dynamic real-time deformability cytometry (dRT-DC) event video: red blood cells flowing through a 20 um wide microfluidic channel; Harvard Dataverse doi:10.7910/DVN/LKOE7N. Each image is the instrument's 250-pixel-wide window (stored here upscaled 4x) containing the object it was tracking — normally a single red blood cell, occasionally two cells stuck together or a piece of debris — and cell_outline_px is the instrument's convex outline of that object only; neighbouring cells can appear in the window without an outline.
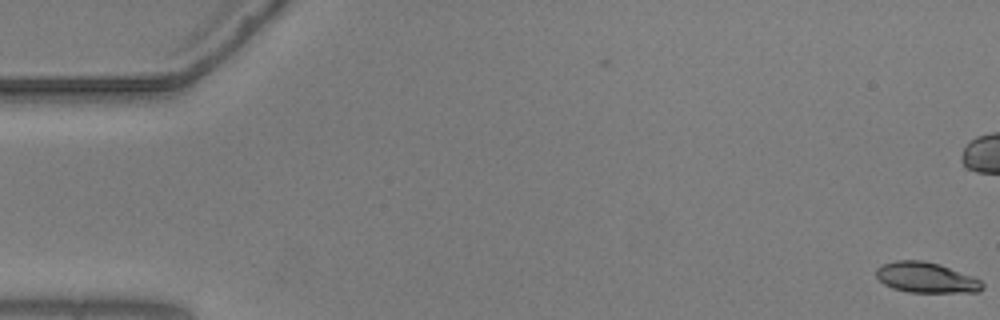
{"species": "common noctule bat (a hibernating species)", "species_latin": "Nyctalus noctula", "temperature_condition": "warm", "stored_images_in_passage": 57, "camera_frame_rate_fps": 3000, "um_per_image_px": 0.085, "animal": {"sex": "male", "body_mass_g": 20.5, "forearm_length_mm": 52.5}, "frame": {"image": 1, "passage_image": 1, "time_ms": 0.0, "image_size_px": [1000, 320], "cell_outline_px": [[984, 288], [980, 292], [908, 292], [892, 288], [884, 284], [876, 276], [876, 268], [884, 264], [896, 260], [924, 260], [940, 264], [972, 276], [980, 280], [984, 284]], "centroid_in_image_um": [78.73, 23.59], "position_along_channel_um": 6.3, "area_um2": 18.9}}
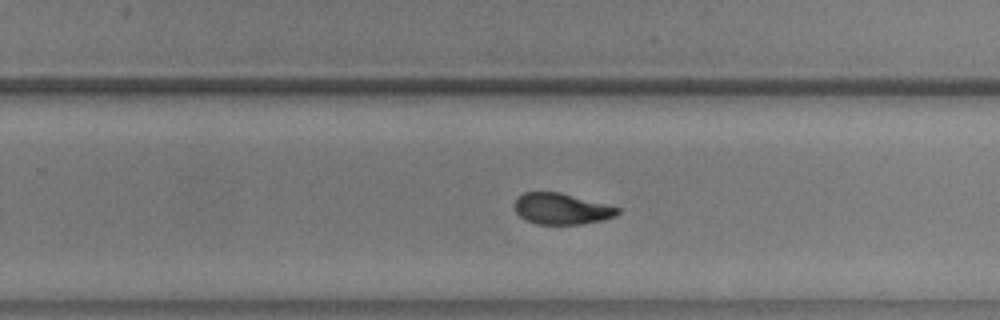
{"frame": {"image": 2, "passage_image": 36, "time_ms": 11.667, "image_size_px": [1000, 320], "cell_outline_px": [[620, 212], [616, 216], [604, 220], [580, 224], [536, 224], [524, 220], [516, 212], [516, 200], [524, 192], [560, 192], [620, 208]], "centroid_in_image_um": [47.75, 17.76], "position_along_channel_um": 282.1, "area_um2": 18.55}}
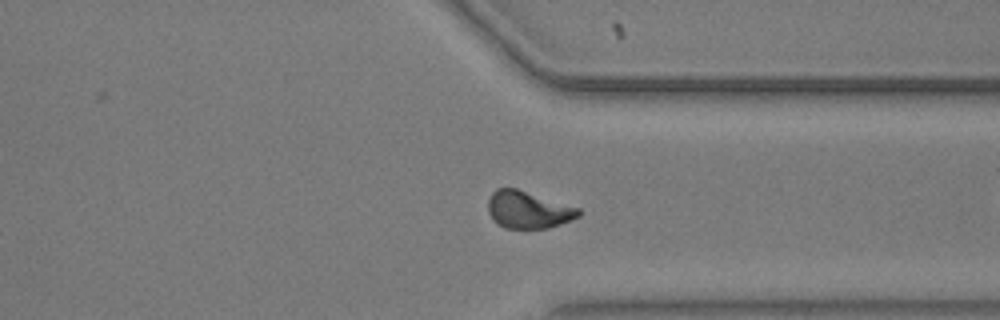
{"frame": {"image": 3, "passage_image": 43, "time_ms": 14.0, "image_size_px": [1000, 320], "cell_outline_px": [[580, 216], [572, 220], [548, 228], [504, 228], [492, 220], [488, 212], [488, 200], [492, 192], [496, 188], [516, 188], [580, 208]], "centroid_in_image_um": [44.88, 17.83], "position_along_channel_um": 366.5, "area_um2": 19.71}, "authors_computed_cell_mechanics": {"area_um2": 19.5364, "velocity_mm_per_s": 3.6339, "shape_relaxation_time_tau1_ms": 4.1454, "shape_relaxation_time_tau2_ms": 2.0754, "deformation_change_tau1": 0.1437, "deformation_change_tau2": 0.076}}